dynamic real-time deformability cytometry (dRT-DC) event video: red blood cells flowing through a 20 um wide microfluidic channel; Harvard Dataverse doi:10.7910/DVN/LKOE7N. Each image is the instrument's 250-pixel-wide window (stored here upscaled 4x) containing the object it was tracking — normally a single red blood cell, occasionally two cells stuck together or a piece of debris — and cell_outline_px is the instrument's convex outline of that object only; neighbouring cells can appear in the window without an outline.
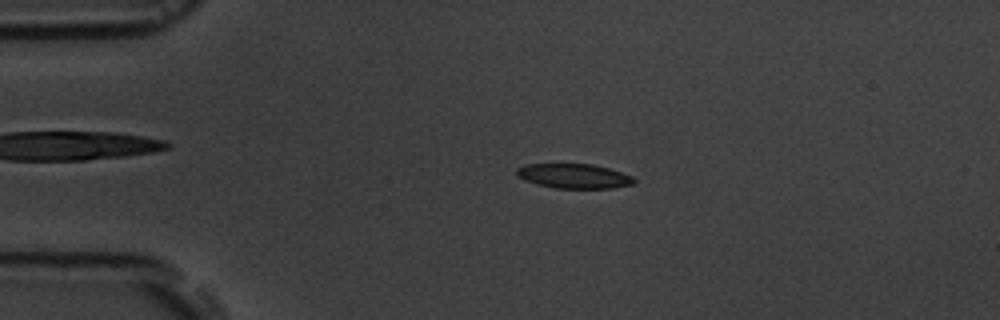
{"species": "common noctule bat (a hibernating species)", "species_latin": "Nyctalus noctula", "temperature_condition": "room temperature", "stored_images_in_passage": 4, "camera_frame_rate_fps": 3000, "um_per_image_px": 0.085, "animal": {"sex": "male", "body_mass_g": 19.5, "forearm_length_mm": 54.6}, "frame": {"image": 1, "passage_image": 3, "time_ms": 2.0, "image_size_px": [1000, 320], "cell_outline_px": [[636, 180], [632, 184], [612, 188], [552, 188], [536, 184], [524, 180], [516, 176], [516, 168], [524, 164], [592, 164], [608, 168], [632, 176]], "centroid_in_image_um": [48.73, 14.96], "position_along_channel_um": 36.3, "area_um2": 16.88}}